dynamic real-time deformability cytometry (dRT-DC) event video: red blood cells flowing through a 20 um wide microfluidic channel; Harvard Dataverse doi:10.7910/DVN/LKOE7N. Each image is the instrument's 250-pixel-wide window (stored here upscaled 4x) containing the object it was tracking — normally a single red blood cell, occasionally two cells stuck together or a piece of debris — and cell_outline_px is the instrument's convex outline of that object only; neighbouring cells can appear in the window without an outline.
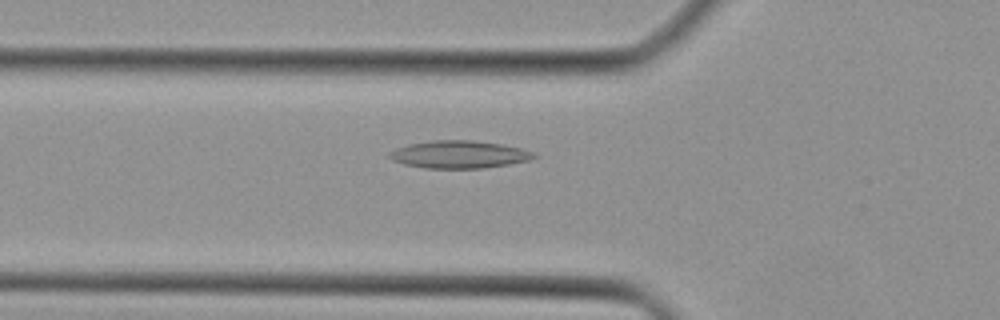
{"species": "Egyptian fruit bat (a non-hibernating species)", "species_latin": "Rousettus aegyptiacus", "temperature_condition": "cold", "stored_images_in_passage": 30, "camera_frame_rate_fps": 3000, "um_per_image_px": 0.085, "animal": {"sex": "female"}, "frame": {"image": 1, "passage_image": 4, "time_ms": 1.0, "image_size_px": [1000, 320], "cell_outline_px": [[536, 156], [532, 160], [484, 168], [424, 168], [404, 164], [392, 160], [388, 156], [388, 152], [396, 148], [408, 144], [432, 140], [472, 140], [500, 144], [520, 148], [532, 152]], "centroid_in_image_um": [38.99, 13.13], "position_along_channel_um": 86.8, "area_um2": 23.18}}
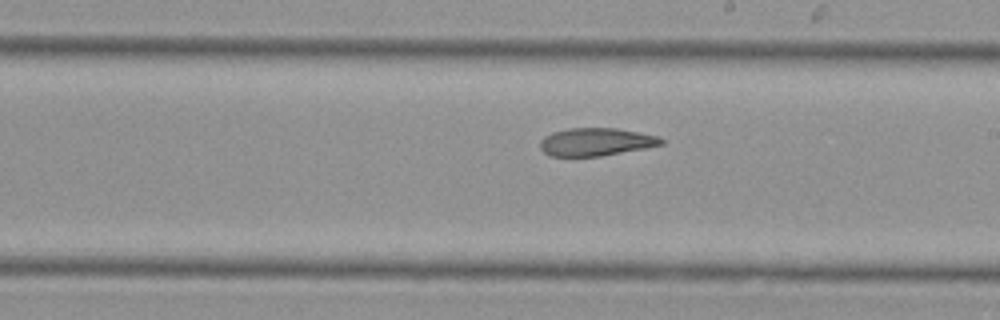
{"frame": {"image": 2, "passage_image": 14, "time_ms": 4.333, "image_size_px": [1000, 320], "cell_outline_px": [[664, 144], [644, 148], [600, 156], [552, 156], [544, 152], [540, 148], [540, 140], [544, 136], [552, 132], [568, 128], [616, 128], [660, 136], [664, 140]], "centroid_in_image_um": [50.65, 12.05], "position_along_channel_um": 238.3, "area_um2": 19.65}}
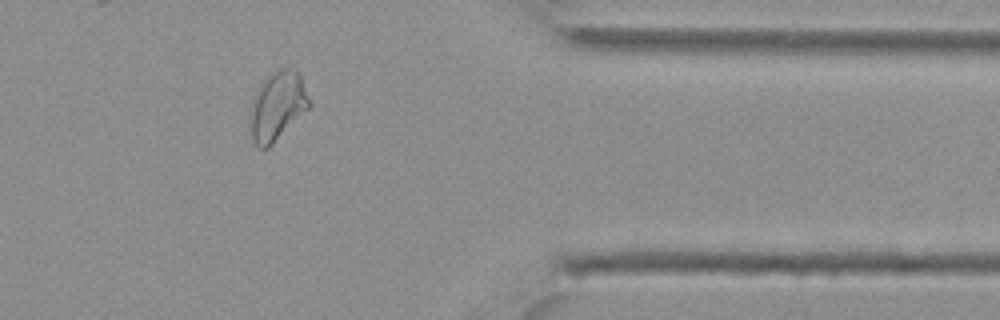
{"frame": {"image": 3, "passage_image": 25, "time_ms": 8.0, "image_size_px": [1000, 320], "cell_outline_px": [[312, 104], [268, 148], [260, 148], [252, 140], [252, 112], [256, 92], [260, 84], [276, 68], [288, 68], [296, 72], [300, 76]], "centroid_in_image_um": [23.61, 8.99], "position_along_channel_um": 387.8, "area_um2": 22.77}}